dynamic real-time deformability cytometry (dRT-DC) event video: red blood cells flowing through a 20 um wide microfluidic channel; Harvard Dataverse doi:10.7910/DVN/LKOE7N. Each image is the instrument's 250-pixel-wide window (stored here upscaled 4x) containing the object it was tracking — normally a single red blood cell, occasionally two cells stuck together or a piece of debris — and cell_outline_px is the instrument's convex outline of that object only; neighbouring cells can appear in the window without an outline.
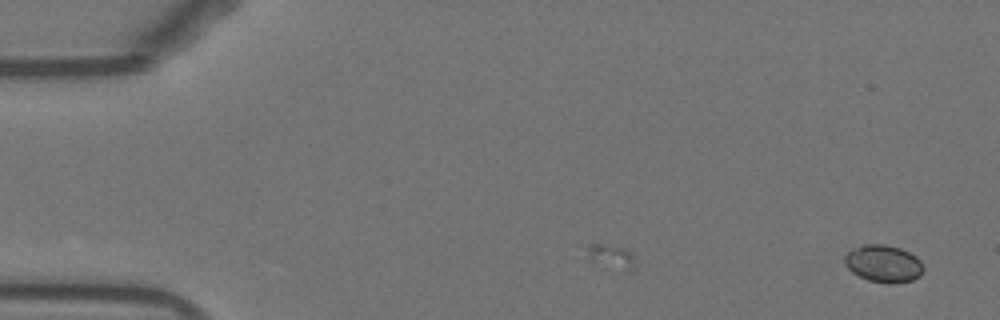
{"species": "Egyptian fruit bat (a non-hibernating species)", "species_latin": "Rousettus aegyptiacus", "temperature_condition": "warm", "stored_images_in_passage": 6, "camera_frame_rate_fps": 3000, "um_per_image_px": 0.085, "animal": {"sex": "female"}, "frame": {"image": 1, "passage_image": 6, "time_ms": 1.667, "image_size_px": [1000, 320], "cell_outline_px": [[924, 268], [920, 276], [912, 280], [892, 284], [888, 284], [868, 280], [852, 272], [844, 264], [844, 256], [852, 248], [860, 244], [884, 244], [900, 248], [916, 256], [920, 260]], "centroid_in_image_um": [75.08, 22.4], "position_along_channel_um": 9.9, "area_um2": 17.28}}